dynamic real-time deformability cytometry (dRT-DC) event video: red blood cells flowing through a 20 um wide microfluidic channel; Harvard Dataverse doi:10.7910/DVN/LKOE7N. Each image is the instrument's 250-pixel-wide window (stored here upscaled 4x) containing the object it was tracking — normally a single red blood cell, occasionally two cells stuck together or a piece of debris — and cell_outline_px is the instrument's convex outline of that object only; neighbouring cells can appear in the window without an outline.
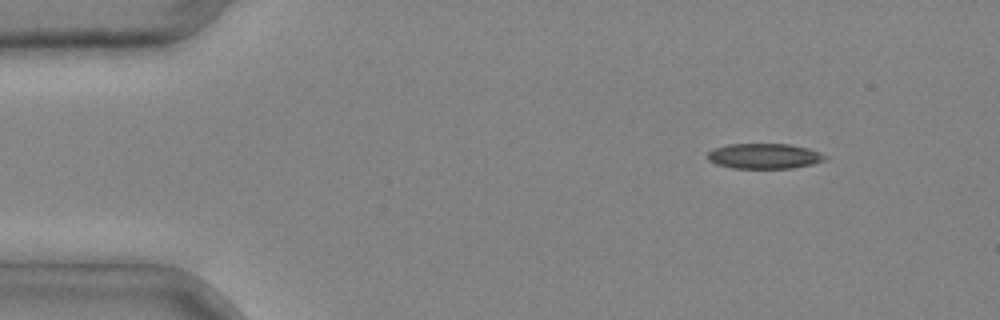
{"species": "common noctule bat (a hibernating species)", "species_latin": "Nyctalus noctula", "temperature_condition": "cold", "stored_images_in_passage": 3, "camera_frame_rate_fps": 3000, "um_per_image_px": 0.085, "animal": {"sex": "male", "body_mass_g": 20.4}, "frame": {"image": 1, "passage_image": 1, "time_ms": 0.0, "image_size_px": [1000, 320], "cell_outline_px": [[828, 156], [824, 160], [812, 164], [792, 168], [732, 168], [716, 164], [708, 160], [708, 152], [712, 148], [728, 144], [792, 144], [808, 148], [820, 152]], "centroid_in_image_um": [64.95, 13.26], "position_along_channel_um": 20.0, "area_um2": 17.4}}
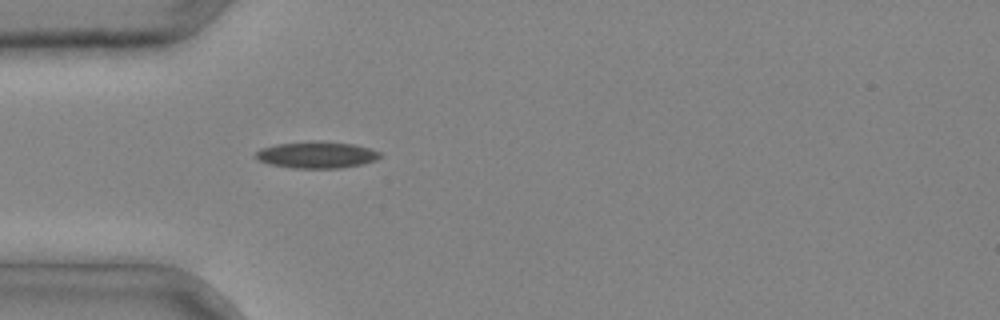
{"frame": {"image": 2, "passage_image": 3, "time_ms": 0.667, "image_size_px": [1000, 320], "cell_outline_px": [[380, 156], [376, 160], [360, 164], [340, 168], [292, 168], [268, 164], [260, 160], [256, 156], [256, 152], [260, 148], [276, 144], [308, 140], [352, 144], [368, 148], [380, 152]], "centroid_in_image_um": [26.87, 13.16], "position_along_channel_um": 58.1, "area_um2": 19.19}}